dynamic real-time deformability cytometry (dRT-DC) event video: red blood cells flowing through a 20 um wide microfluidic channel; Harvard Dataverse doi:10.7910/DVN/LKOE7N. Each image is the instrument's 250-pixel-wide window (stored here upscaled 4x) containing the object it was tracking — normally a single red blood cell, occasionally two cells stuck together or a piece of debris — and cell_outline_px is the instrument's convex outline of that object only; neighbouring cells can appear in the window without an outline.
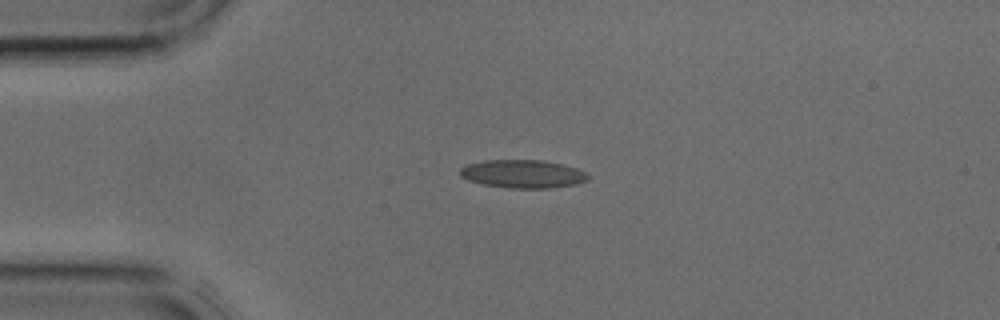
{"species": "common noctule bat (a hibernating species)", "species_latin": "Nyctalus noctula", "temperature_condition": "cold", "stored_images_in_passage": 1, "camera_frame_rate_fps": 3000, "um_per_image_px": 0.085, "animal": {"sex": "male", "body_mass_g": 17.9, "forearm_length_mm": 54.2}, "frame": {"image": 1, "passage_image": 1, "time_ms": 0.0, "image_size_px": [1000, 320], "cell_outline_px": [[592, 176], [588, 180], [576, 184], [548, 188], [508, 188], [484, 184], [468, 180], [460, 176], [460, 168], [464, 164], [484, 160], [540, 160], [564, 164], [576, 168]], "centroid_in_image_um": [44.43, 14.77], "position_along_channel_um": 40.6, "area_um2": 21.15}}